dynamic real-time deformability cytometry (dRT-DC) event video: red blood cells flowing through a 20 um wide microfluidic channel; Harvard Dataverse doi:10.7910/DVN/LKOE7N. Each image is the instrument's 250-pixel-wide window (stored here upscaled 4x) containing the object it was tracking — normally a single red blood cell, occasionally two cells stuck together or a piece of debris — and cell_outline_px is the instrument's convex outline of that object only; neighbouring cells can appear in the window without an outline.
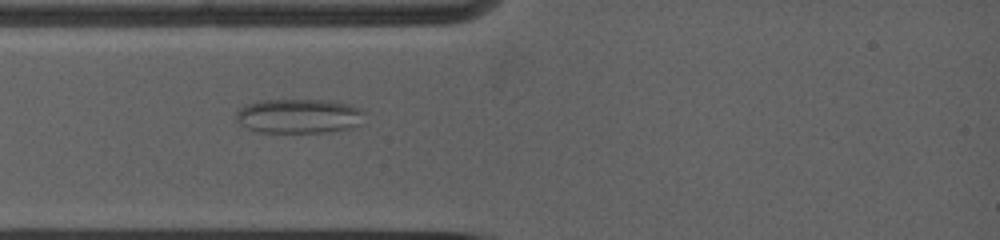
{"species": "common noctule bat (a hibernating species)", "species_latin": "Nyctalus noctula", "temperature_condition": "warm", "stored_images_in_passage": 3, "camera_frame_rate_fps": 5000, "um_per_image_px": 0.085, "animal": {"sex": "female", "body_mass_g": 19.0, "forearm_length_mm": 53.3}, "frame": {"image": 1, "passage_image": 2, "time_ms": 1.2, "image_size_px": [1000, 240], "cell_outline_px": [[364, 112], [360, 124], [352, 128], [324, 132], [260, 132], [248, 128], [240, 124], [236, 120], [236, 112], [244, 104], [260, 100], [328, 100], [348, 104], [364, 108]], "centroid_in_image_um": [25.41, 9.85], "position_along_channel_um": 59.6, "area_um2": 25.95}}